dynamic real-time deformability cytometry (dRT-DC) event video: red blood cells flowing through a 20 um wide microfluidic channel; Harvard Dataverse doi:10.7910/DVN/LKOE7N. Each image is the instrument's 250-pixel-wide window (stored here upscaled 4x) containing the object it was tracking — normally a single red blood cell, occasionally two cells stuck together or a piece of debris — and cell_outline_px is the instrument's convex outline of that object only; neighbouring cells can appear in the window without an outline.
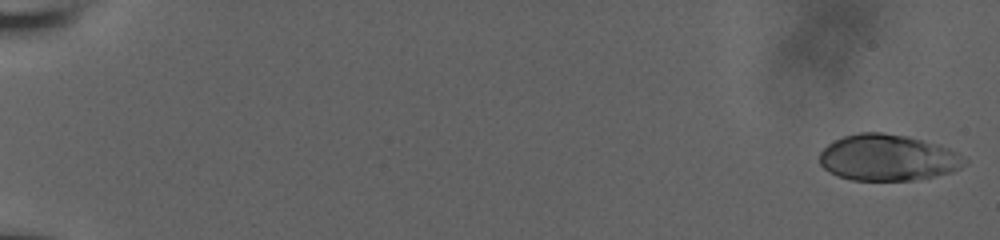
{"species": "human", "species_latin": "Homo sapiens", "temperature_condition": "room temperature", "stored_images_in_passage": 57, "camera_frame_rate_fps": 3000, "um_per_image_px": 0.085, "donor": {"sex": "male"}, "frame": {"image": 1, "passage_image": 1, "time_ms": 0.0, "image_size_px": [1000, 240], "cell_outline_px": [[968, 164], [952, 172], [912, 180], [852, 180], [836, 176], [828, 172], [820, 164], [820, 152], [828, 144], [844, 136], [860, 132], [884, 132], [908, 136], [940, 144], [956, 152], [968, 160]], "centroid_in_image_um": [75.48, 13.39], "position_along_channel_um": 9.5, "area_um2": 39.3}}
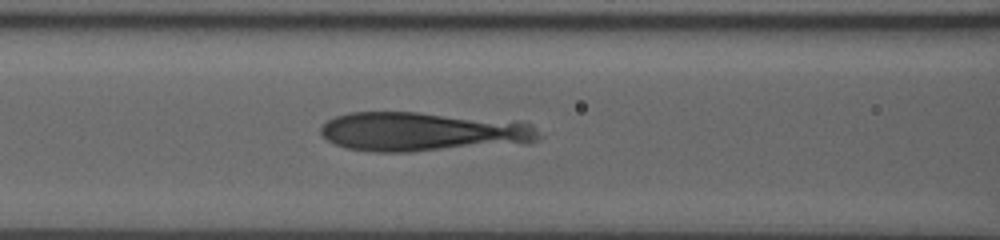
{"frame": {"image": 2, "passage_image": 27, "time_ms": 8.667, "image_size_px": [1000, 240], "cell_outline_px": [[544, 136], [532, 144], [412, 152], [372, 152], [348, 148], [336, 144], [328, 140], [320, 132], [320, 128], [328, 120], [336, 116], [348, 112], [416, 112], [516, 120], [532, 124]], "centroid_in_image_um": [36.09, 11.21], "position_along_channel_um": 130.5, "area_um2": 51.04}}
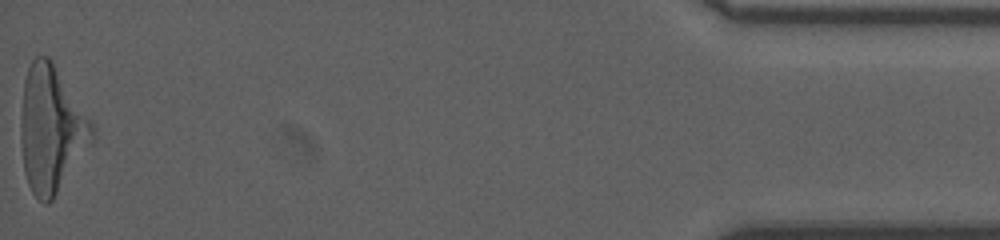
{"frame": {"image": 3, "passage_image": 57, "time_ms": 18.667, "image_size_px": [1000, 240], "cell_outline_px": [[96, 136], [92, 144], [52, 200], [48, 204], [44, 204], [32, 192], [28, 184], [24, 172], [20, 140], [20, 124], [24, 80], [28, 68], [32, 60], [36, 56], [48, 56], [52, 60], [92, 120]], "centroid_in_image_um": [4.37, 10.98], "position_along_channel_um": 430.8, "area_um2": 52.89}}